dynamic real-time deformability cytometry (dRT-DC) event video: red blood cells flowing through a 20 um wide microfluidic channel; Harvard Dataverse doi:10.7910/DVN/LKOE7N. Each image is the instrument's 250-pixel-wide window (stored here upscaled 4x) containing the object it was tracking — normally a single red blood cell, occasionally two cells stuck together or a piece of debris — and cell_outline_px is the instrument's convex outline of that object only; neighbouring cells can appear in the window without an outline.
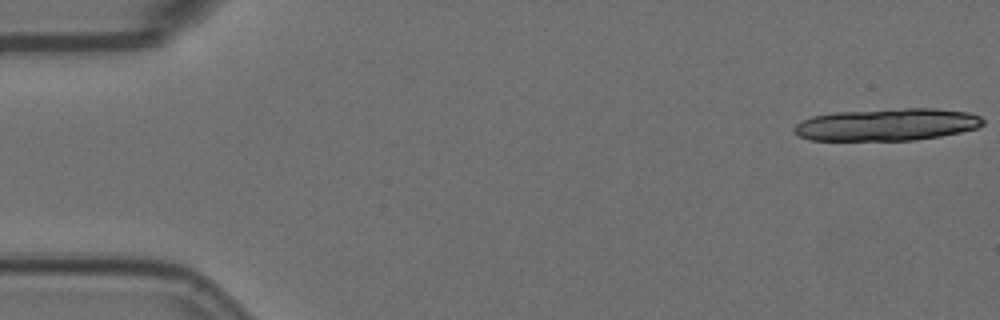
{"species": "Egyptian fruit bat (a non-hibernating species)", "species_latin": "Rousettus aegyptiacus", "temperature_condition": "room temperature", "stored_images_in_passage": 24, "camera_frame_rate_fps": 3000, "um_per_image_px": 0.085, "animal": {"sex": "female"}, "frame": {"image": 1, "passage_image": 1, "time_ms": 0.0, "image_size_px": [1000, 320], "cell_outline_px": [[984, 124], [976, 128], [960, 132], [940, 136], [916, 140], [808, 140], [792, 132], [792, 128], [796, 124], [812, 116], [836, 112], [904, 108], [932, 108], [968, 112], [980, 116], [984, 120]], "centroid_in_image_um": [75.38, 10.59], "position_along_channel_um": 9.6, "area_um2": 35.49}}
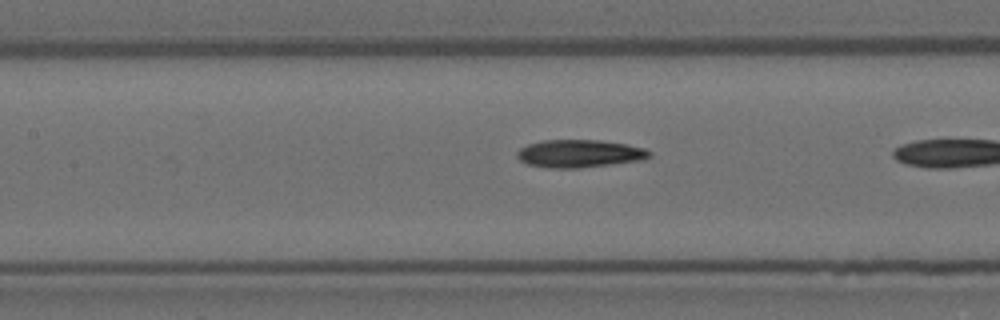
{"frame": {"image": 2, "passage_image": 23, "time_ms": 7.333, "image_size_px": [1000, 320], "cell_outline_px": [[652, 156], [644, 160], [576, 168], [548, 168], [528, 164], [520, 160], [516, 156], [516, 152], [520, 148], [528, 144], [540, 140], [600, 140], [624, 144], [644, 148], [652, 152]], "centroid_in_image_um": [49.25, 13.05], "position_along_channel_um": 158.2, "area_um2": 21.44}}